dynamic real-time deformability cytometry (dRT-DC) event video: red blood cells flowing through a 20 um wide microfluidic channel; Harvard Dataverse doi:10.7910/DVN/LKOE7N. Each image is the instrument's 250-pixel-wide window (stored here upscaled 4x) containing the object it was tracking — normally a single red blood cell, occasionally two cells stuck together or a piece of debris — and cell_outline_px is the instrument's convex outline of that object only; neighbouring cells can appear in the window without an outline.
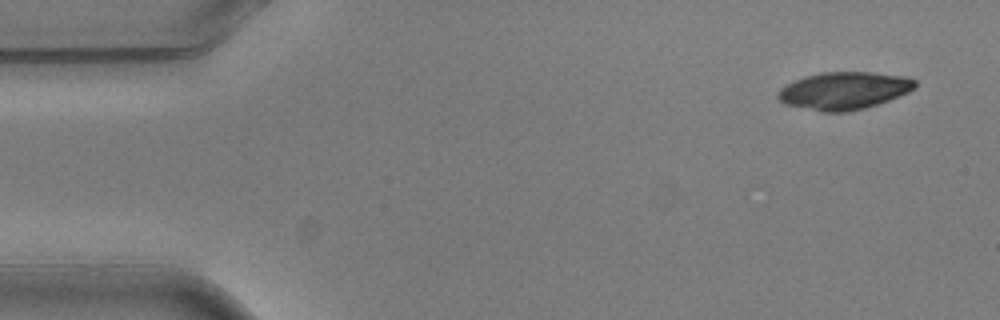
{"species": "common noctule bat (a hibernating species)", "species_latin": "Nyctalus noctula", "temperature_condition": "warm", "stored_images_in_passage": 5, "camera_frame_rate_fps": 3000, "um_per_image_px": 0.085, "animal": {"sex": "male", "body_mass_g": 20.5, "forearm_length_mm": 52.5}, "frame": {"image": 1, "passage_image": 1, "time_ms": 0.0, "image_size_px": [1000, 320], "cell_outline_px": [[916, 88], [908, 92], [888, 100], [864, 108], [848, 112], [820, 112], [784, 104], [776, 96], [776, 92], [780, 88], [804, 76], [820, 72], [872, 72], [908, 76], [916, 80]], "centroid_in_image_um": [71.73, 7.7], "position_along_channel_um": 13.3, "area_um2": 30.17}}